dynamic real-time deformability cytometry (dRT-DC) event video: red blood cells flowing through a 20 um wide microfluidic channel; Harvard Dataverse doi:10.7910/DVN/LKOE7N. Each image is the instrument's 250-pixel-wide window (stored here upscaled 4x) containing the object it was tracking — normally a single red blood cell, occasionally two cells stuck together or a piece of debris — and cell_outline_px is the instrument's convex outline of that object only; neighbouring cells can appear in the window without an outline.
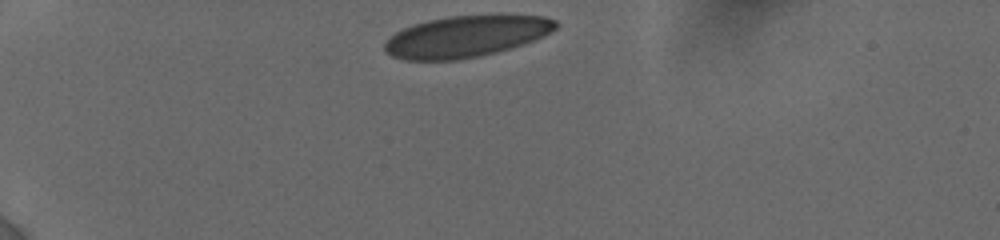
{"species": "human", "species_latin": "Homo sapiens", "temperature_condition": "cold", "stored_images_in_passage": 38, "camera_frame_rate_fps": 3000, "um_per_image_px": 0.085, "donor": {"sex": "female"}, "frame": {"image": 1, "passage_image": 1, "time_ms": 0.0, "image_size_px": [1000, 240], "cell_outline_px": [[560, 24], [556, 28], [544, 36], [524, 44], [496, 52], [480, 56], [456, 60], [404, 60], [392, 56], [384, 52], [384, 44], [396, 32], [412, 24], [428, 20], [448, 16], [544, 16], [556, 20]], "centroid_in_image_um": [39.6, 3.11], "position_along_channel_um": 45.4, "area_um2": 41.04}}
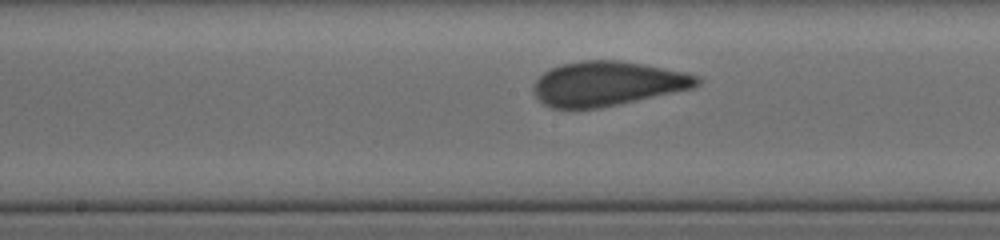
{"frame": {"image": 2, "passage_image": 22, "time_ms": 5.333, "image_size_px": [1000, 240], "cell_outline_px": [[704, 80], [700, 84], [692, 88], [600, 108], [552, 108], [544, 104], [532, 92], [532, 84], [544, 72], [560, 64], [580, 60], [620, 60], [644, 64], [688, 72], [700, 76]], "centroid_in_image_um": [51.65, 7.09], "position_along_channel_um": 196.6, "area_um2": 42.6}}
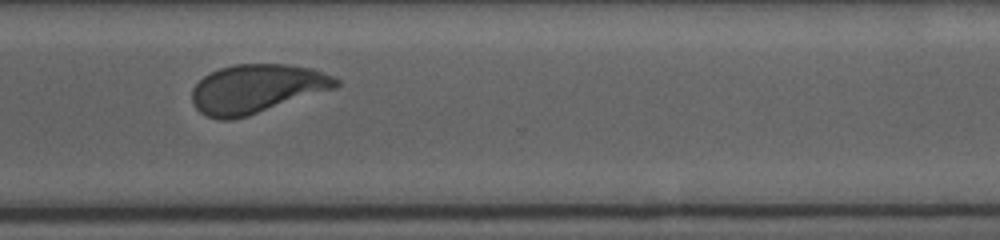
{"frame": {"image": 3, "passage_image": 37, "time_ms": 9.333, "image_size_px": [1000, 240], "cell_outline_px": [[340, 84], [336, 88], [248, 116], [232, 120], [220, 120], [208, 116], [200, 112], [192, 104], [192, 88], [208, 72], [232, 64], [288, 64], [316, 68], [340, 80]], "centroid_in_image_um": [21.82, 7.53], "position_along_channel_um": 348.8, "area_um2": 41.33}}